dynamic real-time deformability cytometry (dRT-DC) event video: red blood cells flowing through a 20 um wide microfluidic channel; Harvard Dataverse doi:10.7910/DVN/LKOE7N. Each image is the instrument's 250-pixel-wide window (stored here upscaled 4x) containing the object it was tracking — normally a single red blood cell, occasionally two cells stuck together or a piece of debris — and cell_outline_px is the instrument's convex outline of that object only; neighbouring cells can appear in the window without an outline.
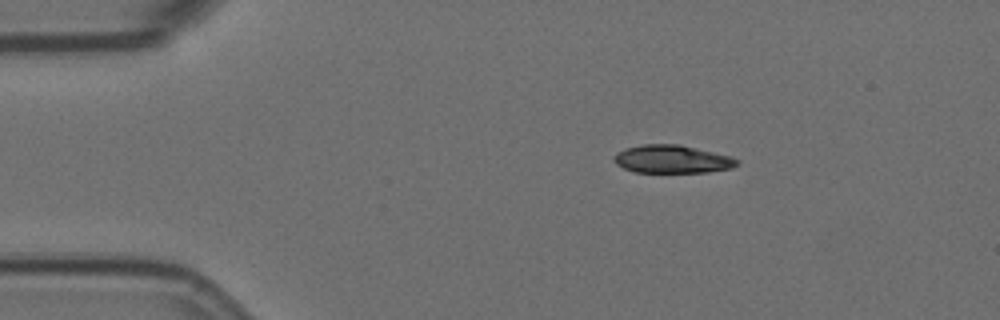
{"species": "Egyptian fruit bat (a non-hibernating species)", "species_latin": "Rousettus aegyptiacus", "temperature_condition": "room temperature", "stored_images_in_passage": 4, "camera_frame_rate_fps": 3000, "um_per_image_px": 0.085, "animal": {"sex": "female"}, "frame": {"image": 1, "passage_image": 2, "time_ms": 0.333, "image_size_px": [1000, 320], "cell_outline_px": [[740, 164], [732, 168], [708, 172], [636, 172], [624, 168], [616, 164], [612, 160], [612, 156], [616, 152], [624, 148], [644, 144], [680, 144], [732, 156], [740, 160]], "centroid_in_image_um": [57.14, 13.52], "position_along_channel_um": 27.9, "area_um2": 20.4}}
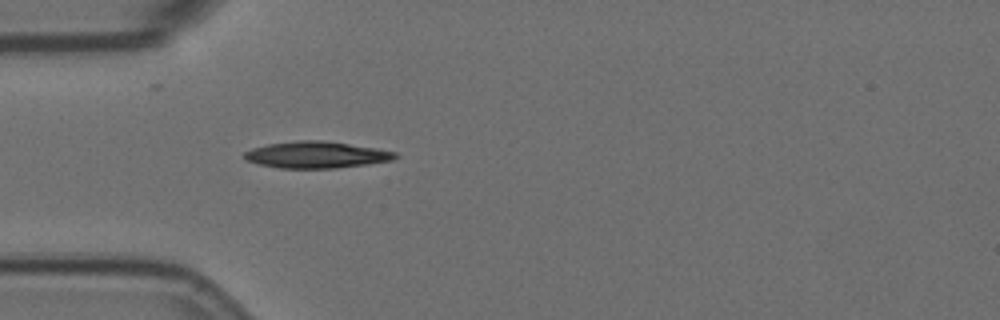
{"frame": {"image": 2, "passage_image": 4, "time_ms": 1.0, "image_size_px": [1000, 320], "cell_outline_px": [[400, 156], [392, 160], [368, 164], [336, 168], [280, 168], [260, 164], [248, 160], [244, 156], [244, 152], [252, 148], [268, 144], [296, 140], [320, 140], [376, 148], [396, 152]], "centroid_in_image_um": [26.92, 13.15], "position_along_channel_um": 58.1, "area_um2": 23.24}}